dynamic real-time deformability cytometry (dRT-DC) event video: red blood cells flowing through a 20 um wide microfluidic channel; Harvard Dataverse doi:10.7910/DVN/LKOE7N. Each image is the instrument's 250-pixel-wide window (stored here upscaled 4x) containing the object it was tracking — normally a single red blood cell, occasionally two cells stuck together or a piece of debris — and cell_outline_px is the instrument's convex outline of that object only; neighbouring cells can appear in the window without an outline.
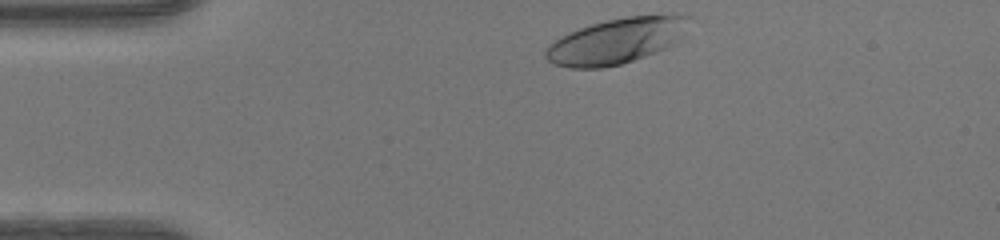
{"species": "human", "species_latin": "Homo sapiens", "temperature_condition": "warm", "stored_images_in_passage": 32, "camera_frame_rate_fps": 3000, "um_per_image_px": 0.085, "donor": {"sex": "female"}, "frame": {"image": 1, "passage_image": 1, "time_ms": 0.0, "image_size_px": [1000, 240], "cell_outline_px": [[688, 16], [680, 40], [656, 52], [620, 64], [600, 68], [572, 68], [556, 64], [548, 60], [544, 56], [544, 52], [548, 44], [560, 36], [568, 32], [592, 24], [608, 20], [628, 16]], "centroid_in_image_um": [52.29, 3.5], "position_along_channel_um": 32.7, "area_um2": 37.11}}
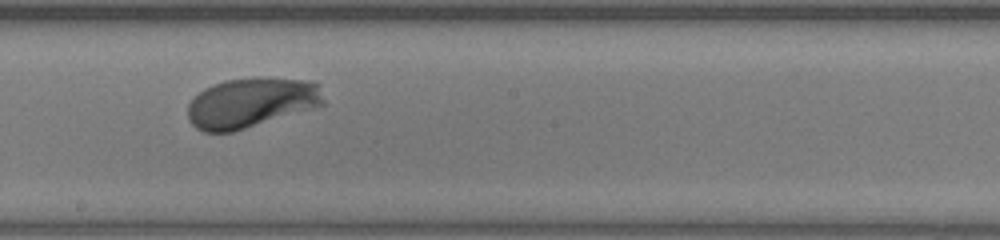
{"frame": {"image": 2, "passage_image": 19, "time_ms": 6.0, "image_size_px": [1000, 240], "cell_outline_px": [[324, 104], [312, 108], [232, 132], [204, 132], [196, 128], [188, 120], [188, 104], [204, 88], [212, 84], [228, 80], [260, 76], [304, 80], [320, 84], [324, 100]], "centroid_in_image_um": [21.34, 8.71], "position_along_channel_um": 226.9, "area_um2": 39.42}}
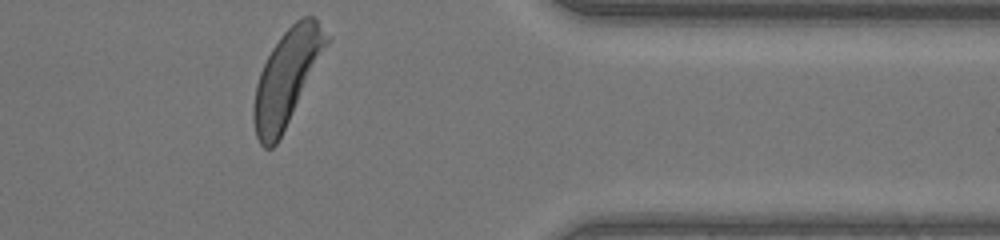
{"frame": {"image": 3, "passage_image": 32, "time_ms": 10.333, "image_size_px": [1000, 240], "cell_outline_px": [[332, 40], [276, 144], [272, 148], [264, 148], [260, 144], [256, 136], [252, 116], [252, 108], [256, 84], [260, 72], [272, 48], [280, 36], [296, 20], [304, 16], [312, 16], [332, 36]], "centroid_in_image_um": [24.4, 6.56], "position_along_channel_um": 387.0, "area_um2": 40.29}, "authors_computed_cell_mechanics": {"area_um2": 38.726, "velocity_mm_per_s": 4.1193, "shape_relaxation_time_tau1_ms": 1.1454, "shape_relaxation_time_tau2_ms": null, "deformation_change_tau1": 0.1177, "deformation_change_tau2": null}}